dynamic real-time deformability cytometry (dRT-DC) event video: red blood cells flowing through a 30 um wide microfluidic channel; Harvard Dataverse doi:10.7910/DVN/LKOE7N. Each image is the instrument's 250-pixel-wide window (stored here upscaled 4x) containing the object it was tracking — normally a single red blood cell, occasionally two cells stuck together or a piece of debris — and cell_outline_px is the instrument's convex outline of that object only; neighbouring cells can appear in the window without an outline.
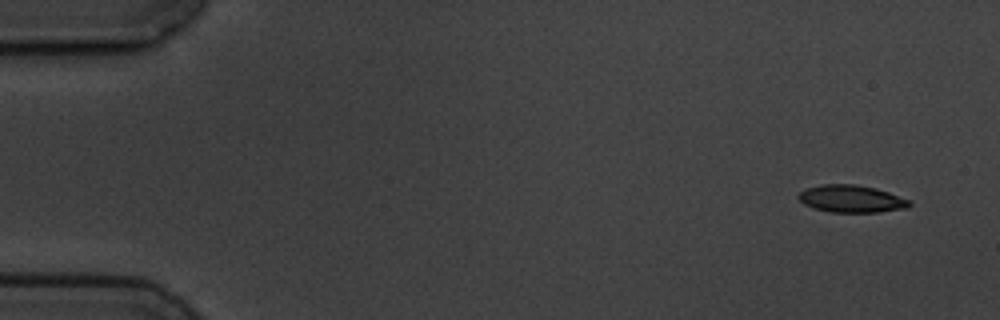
{"species": "common noctule bat (a hibernating species)", "species_latin": "Nyctalus noctula", "temperature_condition": "cold", "stored_images_in_passage": 6, "camera_frame_rate_fps": 3000, "um_per_image_px": 0.085, "animal": {"sex": "male", "body_mass_g": 19.5, "forearm_length_mm": 54.6}, "frame": {"image": 1, "passage_image": 1, "time_ms": 0.0, "image_size_px": [1000, 320], "cell_outline_px": [[912, 204], [908, 208], [880, 212], [832, 212], [812, 208], [804, 204], [796, 196], [804, 188], [820, 184], [856, 184], [876, 188], [888, 192], [908, 200]], "centroid_in_image_um": [72.33, 16.89], "position_along_channel_um": 12.7, "area_um2": 17.8}}
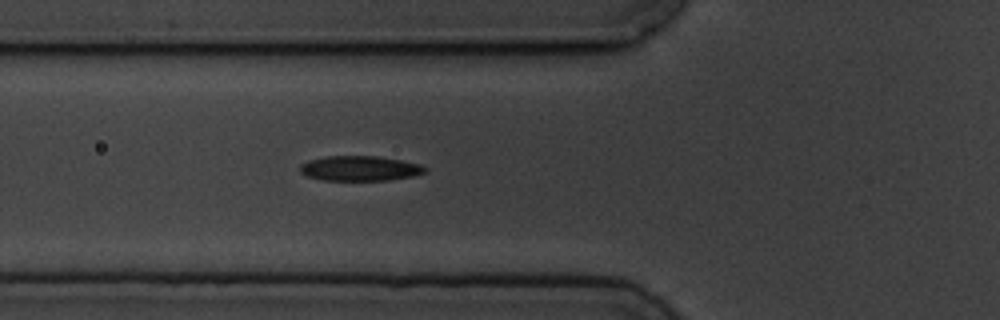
{"frame": {"image": 2, "passage_image": 6, "time_ms": 5.667, "image_size_px": [1000, 320], "cell_outline_px": [[428, 172], [412, 176], [388, 180], [324, 180], [308, 176], [300, 172], [300, 164], [308, 160], [324, 156], [380, 156], [420, 164], [428, 168]], "centroid_in_image_um": [30.6, 14.3], "position_along_channel_um": 95.2, "area_um2": 18.26}}